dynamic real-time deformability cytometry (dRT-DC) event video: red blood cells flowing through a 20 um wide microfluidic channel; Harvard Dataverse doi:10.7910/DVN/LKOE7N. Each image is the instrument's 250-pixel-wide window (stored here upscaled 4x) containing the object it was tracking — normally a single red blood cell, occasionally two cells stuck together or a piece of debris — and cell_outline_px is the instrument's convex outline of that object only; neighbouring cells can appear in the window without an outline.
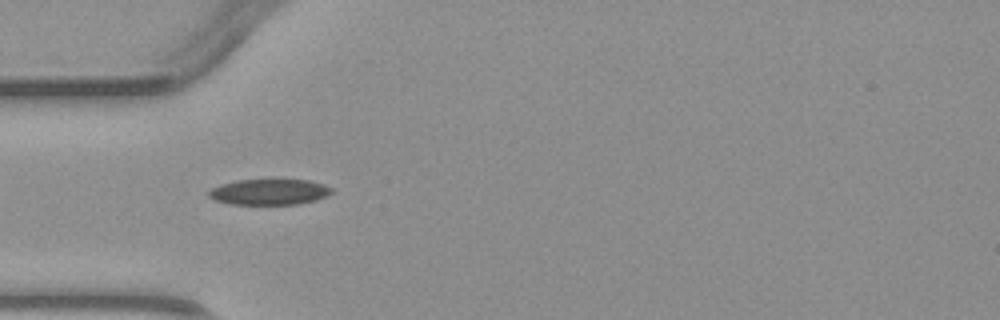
{"species": "common noctule bat (a hibernating species)", "species_latin": "Nyctalus noctula", "temperature_condition": "warm", "stored_images_in_passage": 2, "camera_frame_rate_fps": 3000, "um_per_image_px": 0.085, "animal": {"sex": "male", "body_mass_g": 23.1, "forearm_length_mm": 52.7}, "frame": {"image": 1, "passage_image": 1, "time_ms": 0.0, "image_size_px": [1000, 320], "cell_outline_px": [[332, 192], [316, 200], [300, 204], [228, 204], [212, 200], [208, 196], [208, 192], [212, 188], [220, 184], [236, 180], [308, 180], [324, 184], [332, 188]], "centroid_in_image_um": [22.84, 16.32], "position_along_channel_um": 62.2, "area_um2": 18.5}}
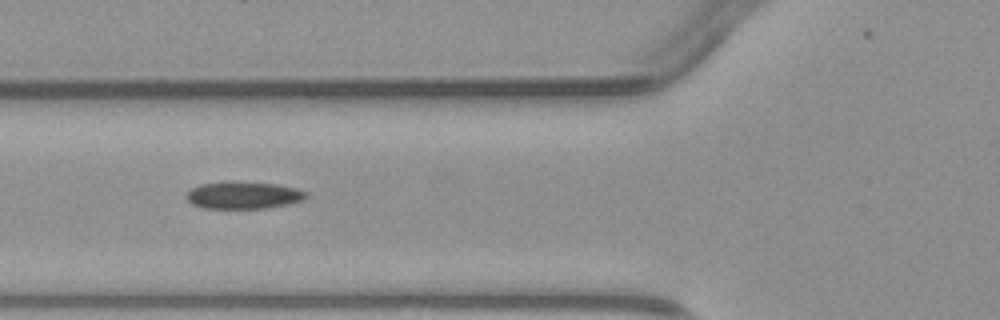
{"frame": {"image": 2, "passage_image": 2, "time_ms": 1.0, "image_size_px": [1000, 320], "cell_outline_px": [[308, 196], [304, 200], [288, 204], [264, 208], [204, 208], [192, 204], [188, 200], [188, 192], [192, 188], [200, 184], [232, 180], [276, 184], [296, 188], [308, 192]], "centroid_in_image_um": [20.72, 16.57], "position_along_channel_um": 105.1, "area_um2": 19.13}}